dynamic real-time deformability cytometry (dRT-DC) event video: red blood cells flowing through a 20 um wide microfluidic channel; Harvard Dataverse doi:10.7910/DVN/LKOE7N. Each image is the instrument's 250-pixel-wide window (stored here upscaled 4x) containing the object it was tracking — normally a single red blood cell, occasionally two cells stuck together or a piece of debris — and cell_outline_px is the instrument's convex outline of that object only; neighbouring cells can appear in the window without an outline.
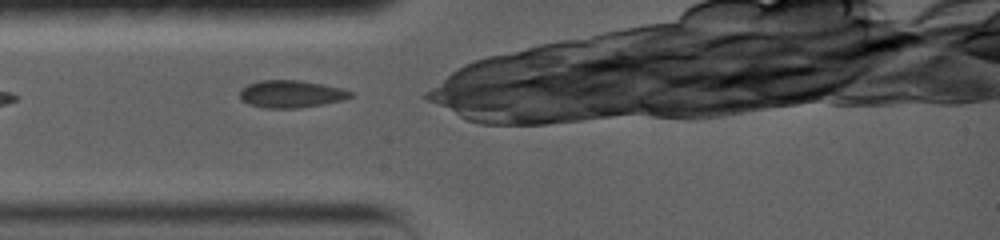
{"species": "common noctule bat (a hibernating species)", "species_latin": "Nyctalus noctula", "temperature_condition": "warm", "stored_images_in_passage": 41, "camera_frame_rate_fps": 5000, "um_per_image_px": 0.085, "animal": {"sex": "female", "body_mass_g": 19.0, "forearm_length_mm": 56.7}, "frame": {"image": 1, "passage_image": 1, "time_ms": 0.0, "image_size_px": [1000, 240], "cell_outline_px": [[352, 96], [340, 100], [300, 108], [264, 108], [248, 104], [240, 96], [240, 92], [248, 84], [260, 80], [300, 80], [340, 88], [352, 92]], "centroid_in_image_um": [24.71, 7.99], "position_along_channel_um": 60.3, "area_um2": 17.28}}
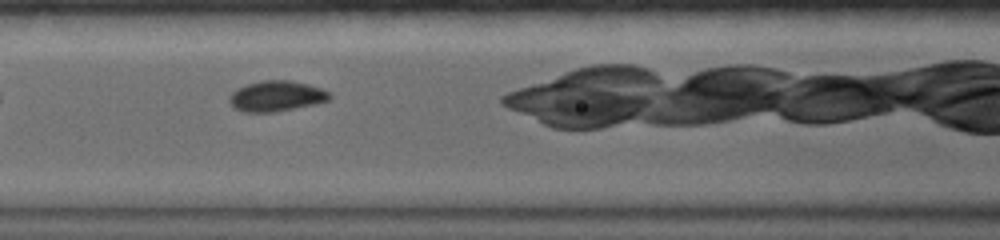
{"frame": {"image": 2, "passage_image": 7, "time_ms": 2.2, "image_size_px": [1000, 240], "cell_outline_px": [[332, 96], [328, 100], [312, 104], [272, 112], [244, 112], [236, 108], [228, 100], [228, 96], [236, 88], [260, 80], [292, 80], [308, 84], [320, 88], [328, 92]], "centroid_in_image_um": [23.45, 8.15], "position_along_channel_um": 143.1, "area_um2": 17.63}}
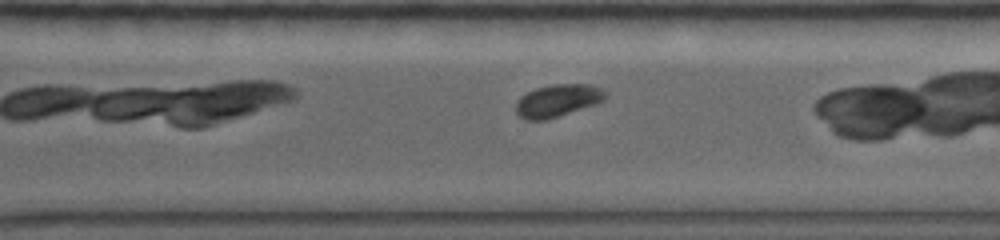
{"frame": {"image": 3, "passage_image": 26, "time_ms": 7.0, "image_size_px": [1000, 240], "cell_outline_px": [[608, 92], [604, 100], [596, 104], [544, 120], [524, 120], [516, 112], [516, 100], [520, 96], [536, 88], [552, 84], [592, 84], [604, 88]], "centroid_in_image_um": [47.42, 8.53], "position_along_channel_um": 323.2, "area_um2": 17.05}}